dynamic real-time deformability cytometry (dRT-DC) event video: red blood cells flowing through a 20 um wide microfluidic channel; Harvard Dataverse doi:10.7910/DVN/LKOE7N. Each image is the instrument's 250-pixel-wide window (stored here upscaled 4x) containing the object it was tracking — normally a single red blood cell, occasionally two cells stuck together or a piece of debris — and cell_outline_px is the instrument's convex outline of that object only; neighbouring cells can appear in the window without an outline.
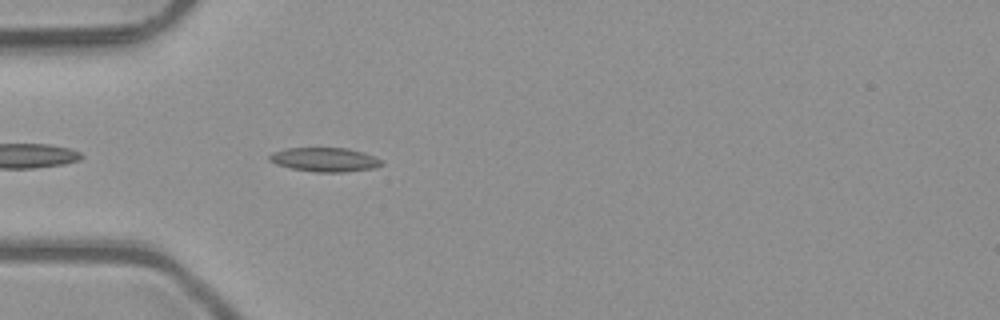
{"species": "common noctule bat (a hibernating species)", "species_latin": "Nyctalus noctula", "temperature_condition": "room temperature", "stored_images_in_passage": 4, "camera_frame_rate_fps": 3000, "um_per_image_px": 0.085, "animal": {"sex": "male", "body_mass_g": 23.1, "forearm_length_mm": 52.7}, "frame": {"image": 1, "passage_image": 4, "time_ms": 1.0, "image_size_px": [1000, 320], "cell_outline_px": [[384, 164], [372, 168], [344, 172], [316, 172], [292, 168], [276, 164], [268, 160], [268, 156], [272, 152], [284, 148], [348, 148], [364, 152], [384, 160]], "centroid_in_image_um": [27.61, 13.56], "position_along_channel_um": 57.4, "area_um2": 15.84}}